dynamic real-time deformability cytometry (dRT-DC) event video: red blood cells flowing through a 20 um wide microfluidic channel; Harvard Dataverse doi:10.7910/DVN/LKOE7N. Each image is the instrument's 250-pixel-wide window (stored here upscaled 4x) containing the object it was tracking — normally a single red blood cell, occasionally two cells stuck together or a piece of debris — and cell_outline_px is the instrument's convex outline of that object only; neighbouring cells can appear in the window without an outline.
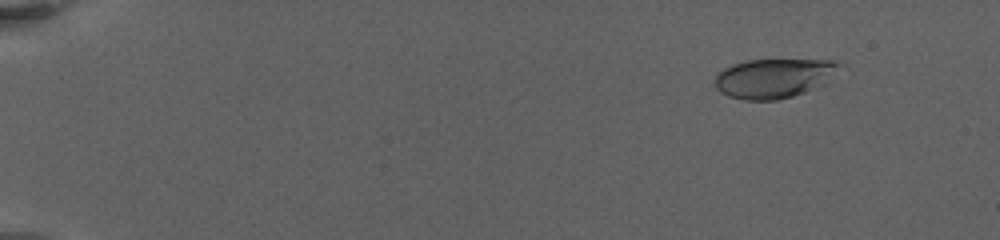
{"species": "human", "species_latin": "Homo sapiens", "temperature_condition": "warm", "stored_images_in_passage": 44, "camera_frame_rate_fps": 3000, "um_per_image_px": 0.085, "donor": {"sex": "female"}, "frame": {"image": 1, "passage_image": 5, "time_ms": 2.0, "image_size_px": [1000, 240], "cell_outline_px": [[844, 64], [820, 84], [804, 92], [792, 96], [776, 100], [744, 100], [728, 96], [720, 92], [716, 88], [716, 72], [732, 64], [748, 60], [832, 60]], "centroid_in_image_um": [65.7, 6.64], "position_along_channel_um": 19.3, "area_um2": 28.15}}
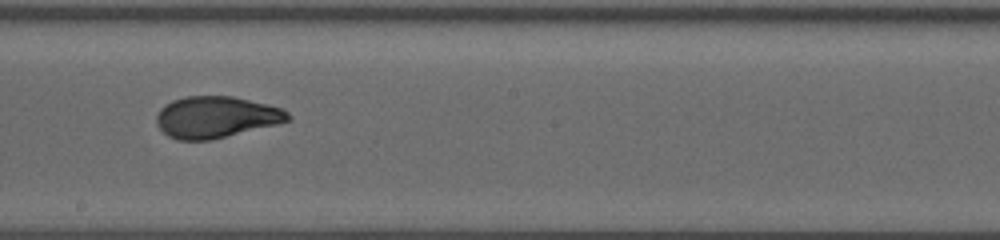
{"frame": {"image": 2, "passage_image": 27, "time_ms": 13.0, "image_size_px": [1000, 240], "cell_outline_px": [[292, 116], [288, 120], [276, 124], [208, 140], [176, 140], [168, 136], [156, 124], [156, 116], [160, 108], [172, 100], [184, 96], [232, 96], [268, 104], [284, 108]], "centroid_in_image_um": [18.34, 9.94], "position_along_channel_um": 229.9, "area_um2": 31.67}}
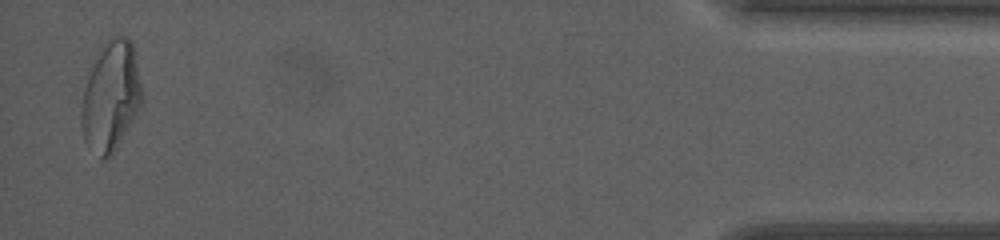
{"frame": {"image": 3, "passage_image": 44, "time_ms": 21.333, "image_size_px": [1000, 240], "cell_outline_px": [[140, 108], [112, 156], [104, 160], [100, 160], [88, 148], [84, 140], [80, 124], [80, 108], [84, 88], [96, 52], [112, 36], [128, 36], [132, 40], [140, 84]], "centroid_in_image_um": [9.37, 8.23], "position_along_channel_um": 425.8, "area_um2": 38.96}, "authors_computed_cell_mechanics": {"area_um2": 31.7033, "velocity_mm_per_s": 3.2143, "shape_relaxation_time_tau1_ms": 6.7317, "shape_relaxation_time_tau2_ms": 0.9517, "deformation_change_tau1": 0.2045, "deformation_change_tau2": 0.052}}